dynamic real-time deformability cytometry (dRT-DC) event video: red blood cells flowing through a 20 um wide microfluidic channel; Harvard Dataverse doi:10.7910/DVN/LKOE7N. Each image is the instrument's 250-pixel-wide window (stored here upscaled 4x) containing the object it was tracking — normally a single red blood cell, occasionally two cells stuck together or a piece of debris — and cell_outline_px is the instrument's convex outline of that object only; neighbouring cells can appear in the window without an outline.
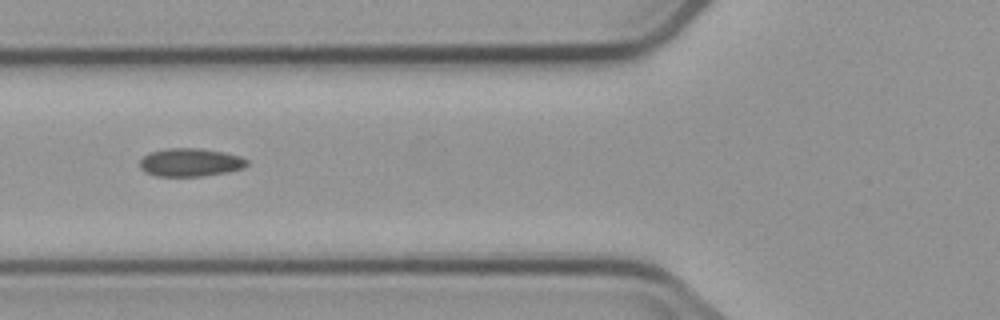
{"species": "common noctule bat (a hibernating species)", "species_latin": "Nyctalus noctula", "temperature_condition": "cold", "stored_images_in_passage": 5, "camera_frame_rate_fps": 3000, "um_per_image_px": 0.085, "animal": {"sex": "male", "body_mass_g": 23.1, "forearm_length_mm": 52.7}, "frame": {"image": 1, "passage_image": 3, "time_ms": 2.333, "image_size_px": [1000, 320], "cell_outline_px": [[248, 164], [244, 168], [204, 176], [156, 176], [144, 172], [140, 168], [140, 160], [148, 152], [164, 148], [200, 148], [224, 152], [240, 156], [248, 160]], "centroid_in_image_um": [16.15, 13.79], "position_along_channel_um": 109.7, "area_um2": 17.74}}
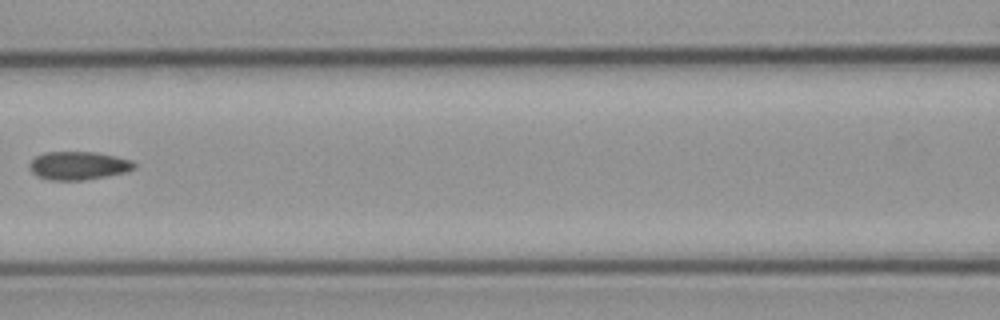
{"frame": {"image": 2, "passage_image": 4, "time_ms": 3.667, "image_size_px": [1000, 320], "cell_outline_px": [[136, 168], [128, 172], [84, 180], [48, 180], [36, 176], [28, 168], [28, 164], [36, 156], [44, 152], [96, 152], [132, 160], [136, 164]], "centroid_in_image_um": [6.66, 14.08], "position_along_channel_um": 159.9, "area_um2": 17.46}}
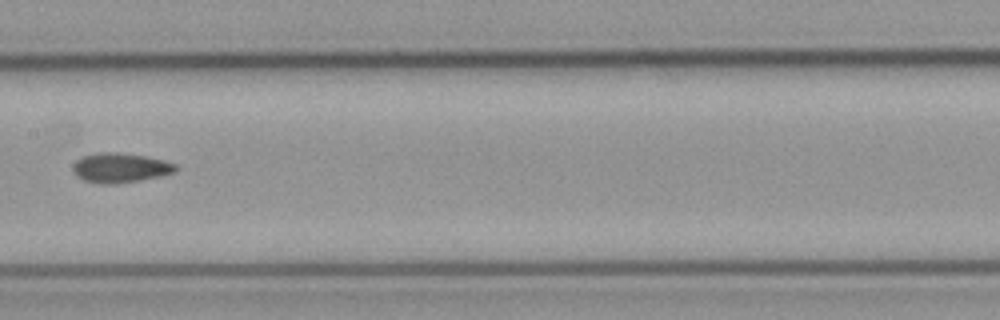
{"frame": {"image": 3, "passage_image": 5, "time_ms": 4.667, "image_size_px": [1000, 320], "cell_outline_px": [[180, 168], [172, 172], [160, 176], [140, 180], [116, 184], [100, 184], [84, 180], [76, 176], [72, 168], [72, 164], [76, 160], [84, 156], [96, 152], [116, 152], [148, 156], [164, 160], [176, 164]], "centroid_in_image_um": [10.21, 14.26], "position_along_channel_um": 197.2, "area_um2": 17.92}}